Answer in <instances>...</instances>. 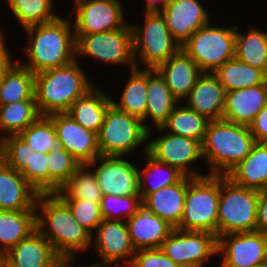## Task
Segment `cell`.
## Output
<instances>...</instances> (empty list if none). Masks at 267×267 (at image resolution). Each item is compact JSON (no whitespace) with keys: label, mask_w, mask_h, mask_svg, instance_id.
<instances>
[{"label":"cell","mask_w":267,"mask_h":267,"mask_svg":"<svg viewBox=\"0 0 267 267\" xmlns=\"http://www.w3.org/2000/svg\"><path fill=\"white\" fill-rule=\"evenodd\" d=\"M26 44L21 49L25 62L16 60L32 73L66 66L76 60V37L69 16L23 29Z\"/></svg>","instance_id":"1"},{"label":"cell","mask_w":267,"mask_h":267,"mask_svg":"<svg viewBox=\"0 0 267 267\" xmlns=\"http://www.w3.org/2000/svg\"><path fill=\"white\" fill-rule=\"evenodd\" d=\"M36 229L51 243L61 258L91 252L92 235L73 217L68 205L56 194H38ZM89 250V251H88Z\"/></svg>","instance_id":"2"},{"label":"cell","mask_w":267,"mask_h":267,"mask_svg":"<svg viewBox=\"0 0 267 267\" xmlns=\"http://www.w3.org/2000/svg\"><path fill=\"white\" fill-rule=\"evenodd\" d=\"M80 61L35 74V100L41 116L67 112L97 83L85 73Z\"/></svg>","instance_id":"3"},{"label":"cell","mask_w":267,"mask_h":267,"mask_svg":"<svg viewBox=\"0 0 267 267\" xmlns=\"http://www.w3.org/2000/svg\"><path fill=\"white\" fill-rule=\"evenodd\" d=\"M255 143L247 126L223 119L209 121L201 143L207 174L226 175L251 152Z\"/></svg>","instance_id":"4"},{"label":"cell","mask_w":267,"mask_h":267,"mask_svg":"<svg viewBox=\"0 0 267 267\" xmlns=\"http://www.w3.org/2000/svg\"><path fill=\"white\" fill-rule=\"evenodd\" d=\"M142 23H130L136 68L156 69L181 49L160 12L140 13ZM143 65V66H142Z\"/></svg>","instance_id":"5"},{"label":"cell","mask_w":267,"mask_h":267,"mask_svg":"<svg viewBox=\"0 0 267 267\" xmlns=\"http://www.w3.org/2000/svg\"><path fill=\"white\" fill-rule=\"evenodd\" d=\"M97 136L98 148L102 156L135 155L138 158V155L141 156L147 152L148 130L143 120L117 109L113 104L107 109ZM138 149H141V154Z\"/></svg>","instance_id":"6"},{"label":"cell","mask_w":267,"mask_h":267,"mask_svg":"<svg viewBox=\"0 0 267 267\" xmlns=\"http://www.w3.org/2000/svg\"><path fill=\"white\" fill-rule=\"evenodd\" d=\"M220 175L193 178L186 190L184 212L176 229L207 231L218 237Z\"/></svg>","instance_id":"7"},{"label":"cell","mask_w":267,"mask_h":267,"mask_svg":"<svg viewBox=\"0 0 267 267\" xmlns=\"http://www.w3.org/2000/svg\"><path fill=\"white\" fill-rule=\"evenodd\" d=\"M259 191L234 183L220 175L218 237L256 231Z\"/></svg>","instance_id":"8"},{"label":"cell","mask_w":267,"mask_h":267,"mask_svg":"<svg viewBox=\"0 0 267 267\" xmlns=\"http://www.w3.org/2000/svg\"><path fill=\"white\" fill-rule=\"evenodd\" d=\"M75 37L77 61L89 57L90 61L92 59L101 66L105 64V67L136 68L130 23L121 29Z\"/></svg>","instance_id":"9"},{"label":"cell","mask_w":267,"mask_h":267,"mask_svg":"<svg viewBox=\"0 0 267 267\" xmlns=\"http://www.w3.org/2000/svg\"><path fill=\"white\" fill-rule=\"evenodd\" d=\"M214 23L201 27L181 46L202 72L213 73L235 56L236 25Z\"/></svg>","instance_id":"10"},{"label":"cell","mask_w":267,"mask_h":267,"mask_svg":"<svg viewBox=\"0 0 267 267\" xmlns=\"http://www.w3.org/2000/svg\"><path fill=\"white\" fill-rule=\"evenodd\" d=\"M147 152L156 160L173 166L184 176L195 178L208 175L195 167L199 162L200 165L202 161L204 164L202 145L197 140L171 134L162 127L156 128L148 131Z\"/></svg>","instance_id":"11"},{"label":"cell","mask_w":267,"mask_h":267,"mask_svg":"<svg viewBox=\"0 0 267 267\" xmlns=\"http://www.w3.org/2000/svg\"><path fill=\"white\" fill-rule=\"evenodd\" d=\"M71 5L75 35L117 30L129 23L121 0H73Z\"/></svg>","instance_id":"12"},{"label":"cell","mask_w":267,"mask_h":267,"mask_svg":"<svg viewBox=\"0 0 267 267\" xmlns=\"http://www.w3.org/2000/svg\"><path fill=\"white\" fill-rule=\"evenodd\" d=\"M160 249L180 267H206L217 257V237L207 231H183L174 228Z\"/></svg>","instance_id":"13"},{"label":"cell","mask_w":267,"mask_h":267,"mask_svg":"<svg viewBox=\"0 0 267 267\" xmlns=\"http://www.w3.org/2000/svg\"><path fill=\"white\" fill-rule=\"evenodd\" d=\"M134 160L135 158L132 156L100 155L87 165L95 173L102 194L115 196L140 195L138 161L137 159Z\"/></svg>","instance_id":"14"},{"label":"cell","mask_w":267,"mask_h":267,"mask_svg":"<svg viewBox=\"0 0 267 267\" xmlns=\"http://www.w3.org/2000/svg\"><path fill=\"white\" fill-rule=\"evenodd\" d=\"M218 267H256L267 259V233L260 231L217 237Z\"/></svg>","instance_id":"15"},{"label":"cell","mask_w":267,"mask_h":267,"mask_svg":"<svg viewBox=\"0 0 267 267\" xmlns=\"http://www.w3.org/2000/svg\"><path fill=\"white\" fill-rule=\"evenodd\" d=\"M91 249L98 256L96 262L115 267H129L136 251L126 221L115 220H103L97 227Z\"/></svg>","instance_id":"16"},{"label":"cell","mask_w":267,"mask_h":267,"mask_svg":"<svg viewBox=\"0 0 267 267\" xmlns=\"http://www.w3.org/2000/svg\"><path fill=\"white\" fill-rule=\"evenodd\" d=\"M172 37L182 46L197 30L213 22L202 0H171L160 11Z\"/></svg>","instance_id":"17"},{"label":"cell","mask_w":267,"mask_h":267,"mask_svg":"<svg viewBox=\"0 0 267 267\" xmlns=\"http://www.w3.org/2000/svg\"><path fill=\"white\" fill-rule=\"evenodd\" d=\"M56 129L57 137L64 149L81 165L91 163L98 156L97 133L79 125L68 113H54L48 116Z\"/></svg>","instance_id":"18"},{"label":"cell","mask_w":267,"mask_h":267,"mask_svg":"<svg viewBox=\"0 0 267 267\" xmlns=\"http://www.w3.org/2000/svg\"><path fill=\"white\" fill-rule=\"evenodd\" d=\"M11 267H59L61 258L35 229L1 257Z\"/></svg>","instance_id":"19"},{"label":"cell","mask_w":267,"mask_h":267,"mask_svg":"<svg viewBox=\"0 0 267 267\" xmlns=\"http://www.w3.org/2000/svg\"><path fill=\"white\" fill-rule=\"evenodd\" d=\"M266 104L267 82L225 92V106L222 119L249 127Z\"/></svg>","instance_id":"20"},{"label":"cell","mask_w":267,"mask_h":267,"mask_svg":"<svg viewBox=\"0 0 267 267\" xmlns=\"http://www.w3.org/2000/svg\"><path fill=\"white\" fill-rule=\"evenodd\" d=\"M126 224L135 250L160 248L174 229L143 203Z\"/></svg>","instance_id":"21"},{"label":"cell","mask_w":267,"mask_h":267,"mask_svg":"<svg viewBox=\"0 0 267 267\" xmlns=\"http://www.w3.org/2000/svg\"><path fill=\"white\" fill-rule=\"evenodd\" d=\"M156 70L164 78L173 96L183 102L203 73L197 63L181 48Z\"/></svg>","instance_id":"22"},{"label":"cell","mask_w":267,"mask_h":267,"mask_svg":"<svg viewBox=\"0 0 267 267\" xmlns=\"http://www.w3.org/2000/svg\"><path fill=\"white\" fill-rule=\"evenodd\" d=\"M208 120H221L225 106V90L214 73L203 72L183 101Z\"/></svg>","instance_id":"23"},{"label":"cell","mask_w":267,"mask_h":267,"mask_svg":"<svg viewBox=\"0 0 267 267\" xmlns=\"http://www.w3.org/2000/svg\"><path fill=\"white\" fill-rule=\"evenodd\" d=\"M38 192L0 158V210H36Z\"/></svg>","instance_id":"24"},{"label":"cell","mask_w":267,"mask_h":267,"mask_svg":"<svg viewBox=\"0 0 267 267\" xmlns=\"http://www.w3.org/2000/svg\"><path fill=\"white\" fill-rule=\"evenodd\" d=\"M178 103L160 73L147 69V105L142 119L145 128L148 131L161 128Z\"/></svg>","instance_id":"25"},{"label":"cell","mask_w":267,"mask_h":267,"mask_svg":"<svg viewBox=\"0 0 267 267\" xmlns=\"http://www.w3.org/2000/svg\"><path fill=\"white\" fill-rule=\"evenodd\" d=\"M192 179L183 176L177 183L150 193L142 203L176 228L183 216L186 190Z\"/></svg>","instance_id":"26"},{"label":"cell","mask_w":267,"mask_h":267,"mask_svg":"<svg viewBox=\"0 0 267 267\" xmlns=\"http://www.w3.org/2000/svg\"><path fill=\"white\" fill-rule=\"evenodd\" d=\"M109 94L96 85L83 97L75 100L66 113L85 129L98 134L107 109L112 105L111 94Z\"/></svg>","instance_id":"27"},{"label":"cell","mask_w":267,"mask_h":267,"mask_svg":"<svg viewBox=\"0 0 267 267\" xmlns=\"http://www.w3.org/2000/svg\"><path fill=\"white\" fill-rule=\"evenodd\" d=\"M226 176L248 189L262 191L267 188V143L256 142L251 152Z\"/></svg>","instance_id":"28"},{"label":"cell","mask_w":267,"mask_h":267,"mask_svg":"<svg viewBox=\"0 0 267 267\" xmlns=\"http://www.w3.org/2000/svg\"><path fill=\"white\" fill-rule=\"evenodd\" d=\"M35 100V74L13 61L0 80V105Z\"/></svg>","instance_id":"29"},{"label":"cell","mask_w":267,"mask_h":267,"mask_svg":"<svg viewBox=\"0 0 267 267\" xmlns=\"http://www.w3.org/2000/svg\"><path fill=\"white\" fill-rule=\"evenodd\" d=\"M129 74L126 84L122 85L119 99L111 95V101L117 109L142 120L147 105V69L134 68Z\"/></svg>","instance_id":"30"},{"label":"cell","mask_w":267,"mask_h":267,"mask_svg":"<svg viewBox=\"0 0 267 267\" xmlns=\"http://www.w3.org/2000/svg\"><path fill=\"white\" fill-rule=\"evenodd\" d=\"M240 29L236 25L235 57L267 75V31L253 25L246 32Z\"/></svg>","instance_id":"31"},{"label":"cell","mask_w":267,"mask_h":267,"mask_svg":"<svg viewBox=\"0 0 267 267\" xmlns=\"http://www.w3.org/2000/svg\"><path fill=\"white\" fill-rule=\"evenodd\" d=\"M36 229V210H0V257Z\"/></svg>","instance_id":"32"},{"label":"cell","mask_w":267,"mask_h":267,"mask_svg":"<svg viewBox=\"0 0 267 267\" xmlns=\"http://www.w3.org/2000/svg\"><path fill=\"white\" fill-rule=\"evenodd\" d=\"M142 158L146 163L142 166L138 163L139 193L142 201L150 193H154L162 187L173 185L184 176L176 168L156 160L148 152L142 154Z\"/></svg>","instance_id":"33"},{"label":"cell","mask_w":267,"mask_h":267,"mask_svg":"<svg viewBox=\"0 0 267 267\" xmlns=\"http://www.w3.org/2000/svg\"><path fill=\"white\" fill-rule=\"evenodd\" d=\"M225 92L265 84L267 75L235 56L219 66L214 72Z\"/></svg>","instance_id":"34"},{"label":"cell","mask_w":267,"mask_h":267,"mask_svg":"<svg viewBox=\"0 0 267 267\" xmlns=\"http://www.w3.org/2000/svg\"><path fill=\"white\" fill-rule=\"evenodd\" d=\"M210 120L179 102L162 128L174 135L188 137L203 142Z\"/></svg>","instance_id":"35"},{"label":"cell","mask_w":267,"mask_h":267,"mask_svg":"<svg viewBox=\"0 0 267 267\" xmlns=\"http://www.w3.org/2000/svg\"><path fill=\"white\" fill-rule=\"evenodd\" d=\"M8 11H11L19 26L23 29L48 23L59 15L55 10V0H6ZM10 9V10H9Z\"/></svg>","instance_id":"36"},{"label":"cell","mask_w":267,"mask_h":267,"mask_svg":"<svg viewBox=\"0 0 267 267\" xmlns=\"http://www.w3.org/2000/svg\"><path fill=\"white\" fill-rule=\"evenodd\" d=\"M40 116L36 101L0 105V140L9 135H18Z\"/></svg>","instance_id":"37"},{"label":"cell","mask_w":267,"mask_h":267,"mask_svg":"<svg viewBox=\"0 0 267 267\" xmlns=\"http://www.w3.org/2000/svg\"><path fill=\"white\" fill-rule=\"evenodd\" d=\"M61 199H81L100 203L102 191L95 173L87 165H81L56 193Z\"/></svg>","instance_id":"38"},{"label":"cell","mask_w":267,"mask_h":267,"mask_svg":"<svg viewBox=\"0 0 267 267\" xmlns=\"http://www.w3.org/2000/svg\"><path fill=\"white\" fill-rule=\"evenodd\" d=\"M31 148L38 153L47 154L52 149H64L57 137L53 121L48 116H40L34 123L18 134Z\"/></svg>","instance_id":"39"},{"label":"cell","mask_w":267,"mask_h":267,"mask_svg":"<svg viewBox=\"0 0 267 267\" xmlns=\"http://www.w3.org/2000/svg\"><path fill=\"white\" fill-rule=\"evenodd\" d=\"M80 166L65 149H52L48 153V194L57 193Z\"/></svg>","instance_id":"40"},{"label":"cell","mask_w":267,"mask_h":267,"mask_svg":"<svg viewBox=\"0 0 267 267\" xmlns=\"http://www.w3.org/2000/svg\"><path fill=\"white\" fill-rule=\"evenodd\" d=\"M142 204L140 195L115 196L103 194L100 200V211L104 220L126 221Z\"/></svg>","instance_id":"41"},{"label":"cell","mask_w":267,"mask_h":267,"mask_svg":"<svg viewBox=\"0 0 267 267\" xmlns=\"http://www.w3.org/2000/svg\"><path fill=\"white\" fill-rule=\"evenodd\" d=\"M30 148L19 135H9L0 140V158L21 173L29 163Z\"/></svg>","instance_id":"42"},{"label":"cell","mask_w":267,"mask_h":267,"mask_svg":"<svg viewBox=\"0 0 267 267\" xmlns=\"http://www.w3.org/2000/svg\"><path fill=\"white\" fill-rule=\"evenodd\" d=\"M70 208L73 217L79 224L93 235L104 220L99 203L81 199H62Z\"/></svg>","instance_id":"43"},{"label":"cell","mask_w":267,"mask_h":267,"mask_svg":"<svg viewBox=\"0 0 267 267\" xmlns=\"http://www.w3.org/2000/svg\"><path fill=\"white\" fill-rule=\"evenodd\" d=\"M21 174L39 194H48V153L30 148L29 163Z\"/></svg>","instance_id":"44"},{"label":"cell","mask_w":267,"mask_h":267,"mask_svg":"<svg viewBox=\"0 0 267 267\" xmlns=\"http://www.w3.org/2000/svg\"><path fill=\"white\" fill-rule=\"evenodd\" d=\"M129 267H180L160 248L136 250Z\"/></svg>","instance_id":"45"},{"label":"cell","mask_w":267,"mask_h":267,"mask_svg":"<svg viewBox=\"0 0 267 267\" xmlns=\"http://www.w3.org/2000/svg\"><path fill=\"white\" fill-rule=\"evenodd\" d=\"M249 128L256 142L267 143V104L257 114Z\"/></svg>","instance_id":"46"},{"label":"cell","mask_w":267,"mask_h":267,"mask_svg":"<svg viewBox=\"0 0 267 267\" xmlns=\"http://www.w3.org/2000/svg\"><path fill=\"white\" fill-rule=\"evenodd\" d=\"M256 231L267 233V188L259 191Z\"/></svg>","instance_id":"47"},{"label":"cell","mask_w":267,"mask_h":267,"mask_svg":"<svg viewBox=\"0 0 267 267\" xmlns=\"http://www.w3.org/2000/svg\"><path fill=\"white\" fill-rule=\"evenodd\" d=\"M78 260L79 258L77 259V257L63 258L60 260L59 267H115L112 265H107V264L96 262L95 260L93 263L87 262V264H85L82 261V263L80 264Z\"/></svg>","instance_id":"48"},{"label":"cell","mask_w":267,"mask_h":267,"mask_svg":"<svg viewBox=\"0 0 267 267\" xmlns=\"http://www.w3.org/2000/svg\"><path fill=\"white\" fill-rule=\"evenodd\" d=\"M143 12H160L171 0H144Z\"/></svg>","instance_id":"49"},{"label":"cell","mask_w":267,"mask_h":267,"mask_svg":"<svg viewBox=\"0 0 267 267\" xmlns=\"http://www.w3.org/2000/svg\"><path fill=\"white\" fill-rule=\"evenodd\" d=\"M12 53L10 49H0V80L4 71L15 60Z\"/></svg>","instance_id":"50"},{"label":"cell","mask_w":267,"mask_h":267,"mask_svg":"<svg viewBox=\"0 0 267 267\" xmlns=\"http://www.w3.org/2000/svg\"><path fill=\"white\" fill-rule=\"evenodd\" d=\"M1 11V10H0ZM1 15V14H0ZM0 18H1V16H0ZM2 22H0V24H1ZM4 32H6V29H4V27H3V29H2V27H0V49H9L8 47H9V45H7L6 43L8 42V41H6V40H8V38H7V34H5ZM6 36V37H5Z\"/></svg>","instance_id":"51"},{"label":"cell","mask_w":267,"mask_h":267,"mask_svg":"<svg viewBox=\"0 0 267 267\" xmlns=\"http://www.w3.org/2000/svg\"><path fill=\"white\" fill-rule=\"evenodd\" d=\"M0 267H11V266L0 257Z\"/></svg>","instance_id":"52"},{"label":"cell","mask_w":267,"mask_h":267,"mask_svg":"<svg viewBox=\"0 0 267 267\" xmlns=\"http://www.w3.org/2000/svg\"><path fill=\"white\" fill-rule=\"evenodd\" d=\"M257 267H267V262L258 265Z\"/></svg>","instance_id":"53"}]
</instances>
